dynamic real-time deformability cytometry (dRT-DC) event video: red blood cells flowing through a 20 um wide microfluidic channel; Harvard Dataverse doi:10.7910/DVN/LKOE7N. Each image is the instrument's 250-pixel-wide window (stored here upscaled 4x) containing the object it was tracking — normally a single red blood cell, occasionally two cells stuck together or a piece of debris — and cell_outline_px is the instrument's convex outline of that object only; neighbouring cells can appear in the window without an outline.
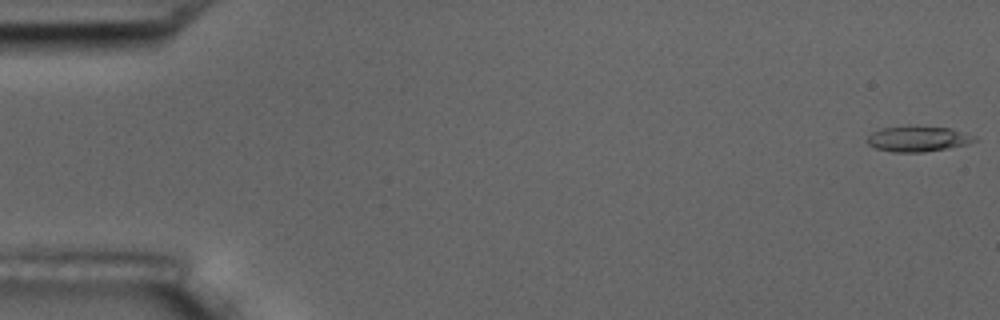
{"species": "common noctule bat (a hibernating species)", "species_latin": "Nyctalus noctula", "temperature_condition": "room temperature", "stored_images_in_passage": 4, "camera_frame_rate_fps": 3000, "um_per_image_px": 0.085, "animal": {"sex": "male", "body_mass_g": 17.5, "forearm_length_mm": 52.3}, "frame": {"image": 1, "passage_image": 1, "time_ms": 0.0, "image_size_px": [1000, 320], "cell_outline_px": [[976, 140], [968, 144], [948, 148], [924, 152], [892, 152], [876, 148], [868, 144], [868, 136], [872, 132], [884, 128], [908, 124], [952, 128], [976, 136]], "centroid_in_image_um": [78.04, 11.77], "position_along_channel_um": 7.0, "area_um2": 16.3}}